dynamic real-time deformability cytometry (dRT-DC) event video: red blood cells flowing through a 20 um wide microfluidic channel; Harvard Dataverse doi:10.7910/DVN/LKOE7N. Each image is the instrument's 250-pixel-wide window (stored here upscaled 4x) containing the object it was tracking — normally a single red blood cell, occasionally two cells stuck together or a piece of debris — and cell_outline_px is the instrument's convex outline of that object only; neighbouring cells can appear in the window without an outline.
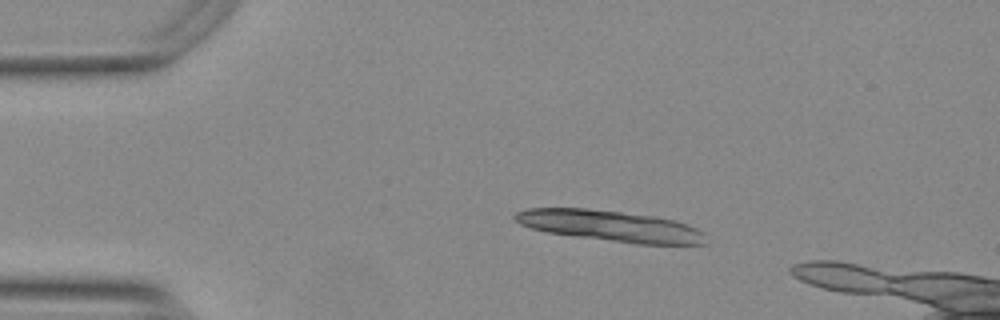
{"species": "Egyptian fruit bat (a non-hibernating species)", "species_latin": "Rousettus aegyptiacus", "temperature_condition": "warm", "stored_images_in_passage": 14, "camera_frame_rate_fps": 3000, "um_per_image_px": 0.085, "animal": {"sex": "female"}, "frame": {"image": 1, "passage_image": 7, "time_ms": 2.0, "image_size_px": [1000, 320], "cell_outline_px": [[708, 244], [636, 244], [576, 236], [548, 232], [532, 228], [520, 224], [512, 216], [516, 212], [528, 208], [588, 208], [656, 216], [676, 220], [688, 224], [704, 232]], "centroid_in_image_um": [51.93, 19.2], "position_along_channel_um": 33.1, "area_um2": 34.51}}